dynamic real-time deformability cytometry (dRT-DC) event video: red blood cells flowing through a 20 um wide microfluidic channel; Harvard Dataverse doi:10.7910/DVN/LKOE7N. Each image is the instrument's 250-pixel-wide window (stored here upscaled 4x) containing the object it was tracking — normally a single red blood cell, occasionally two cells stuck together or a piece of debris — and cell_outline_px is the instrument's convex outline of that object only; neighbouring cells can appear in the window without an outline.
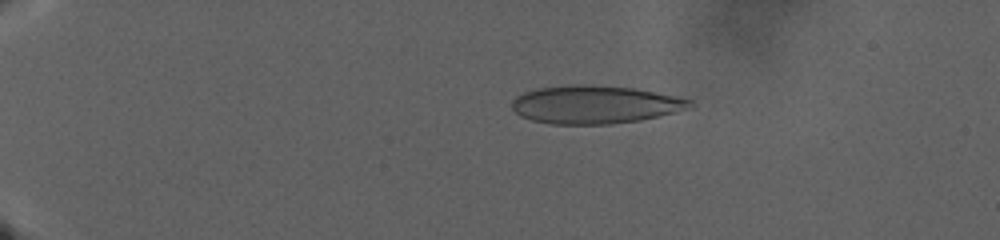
{"species": "human", "species_latin": "Homo sapiens", "temperature_condition": "warm", "stored_images_in_passage": 146, "camera_frame_rate_fps": 3000, "um_per_image_px": 0.085, "donor": {"sex": "male"}, "frame": {"image": 1, "passage_image": 34, "time_ms": 11.0, "image_size_px": [1000, 240], "cell_outline_px": [[696, 104], [692, 108], [676, 112], [640, 120], [612, 124], [552, 124], [532, 120], [520, 116], [512, 108], [512, 100], [516, 96], [524, 92], [536, 88], [568, 84], [584, 84], [632, 88], [680, 96], [692, 100]], "centroid_in_image_um": [50.6, 8.88], "position_along_channel_um": 34.4, "area_um2": 39.88}}
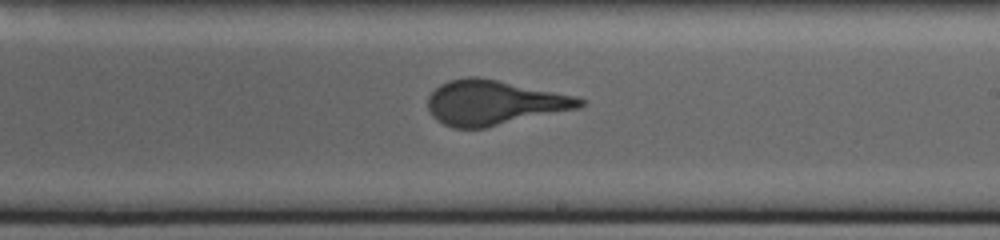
{"frame": {"image": 2, "passage_image": 96, "time_ms": 31.667, "image_size_px": [1000, 240], "cell_outline_px": [[588, 104], [580, 108], [484, 128], [452, 128], [436, 120], [432, 116], [428, 108], [428, 96], [440, 84], [448, 80], [468, 76], [476, 76], [576, 96], [588, 100]], "centroid_in_image_um": [42.0, 8.73], "position_along_channel_um": 247.0, "area_um2": 39.71}}
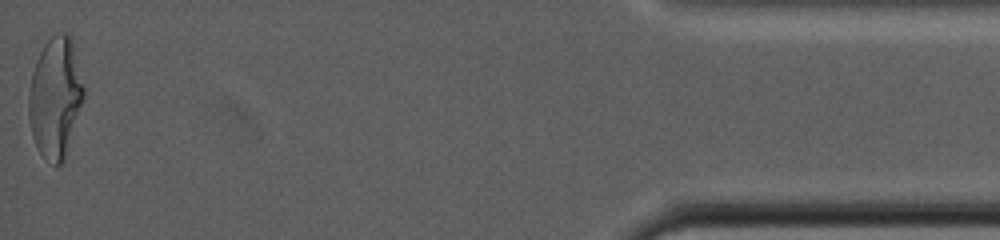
{"frame": {"image": 3, "passage_image": 146, "time_ms": 48.333, "image_size_px": [1000, 240], "cell_outline_px": [[84, 96], [64, 160], [60, 164], [56, 164], [44, 156], [36, 148], [32, 136], [28, 116], [28, 92], [32, 72], [36, 60], [44, 44], [56, 32], [68, 32], [72, 36], [84, 88]], "centroid_in_image_um": [4.69, 8.22], "position_along_channel_um": 430.5, "area_um2": 38.61}}